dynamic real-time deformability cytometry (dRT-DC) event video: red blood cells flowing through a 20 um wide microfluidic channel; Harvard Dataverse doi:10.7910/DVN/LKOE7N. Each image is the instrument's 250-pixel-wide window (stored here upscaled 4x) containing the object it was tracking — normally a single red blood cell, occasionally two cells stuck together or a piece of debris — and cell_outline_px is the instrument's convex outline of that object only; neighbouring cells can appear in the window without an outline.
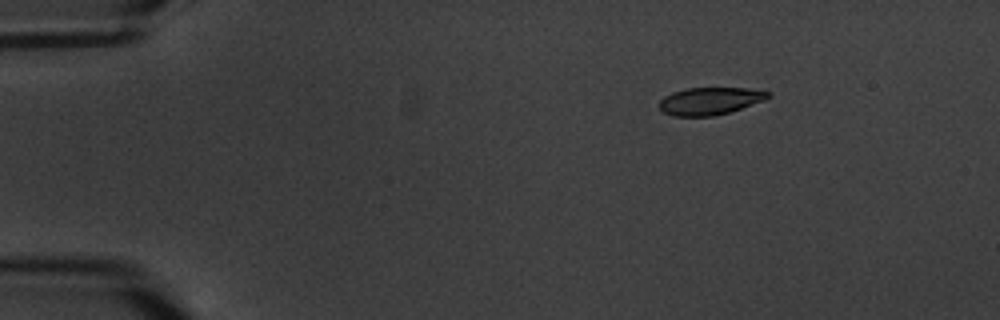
{"species": "common noctule bat (a hibernating species)", "species_latin": "Nyctalus noctula", "temperature_condition": "warm", "stored_images_in_passage": 7, "camera_frame_rate_fps": 3000, "um_per_image_px": 0.085, "animal": {"sex": "male", "body_mass_g": 20.1, "forearm_length_mm": 53.5}, "frame": {"image": 1, "passage_image": 3, "time_ms": 2.333, "image_size_px": [1000, 320], "cell_outline_px": [[772, 96], [764, 100], [728, 112], [712, 116], [672, 116], [664, 112], [660, 108], [660, 100], [664, 96], [672, 92], [688, 88], [748, 88], [772, 92]], "centroid_in_image_um": [60.35, 8.57], "position_along_channel_um": 24.6, "area_um2": 17.28}}
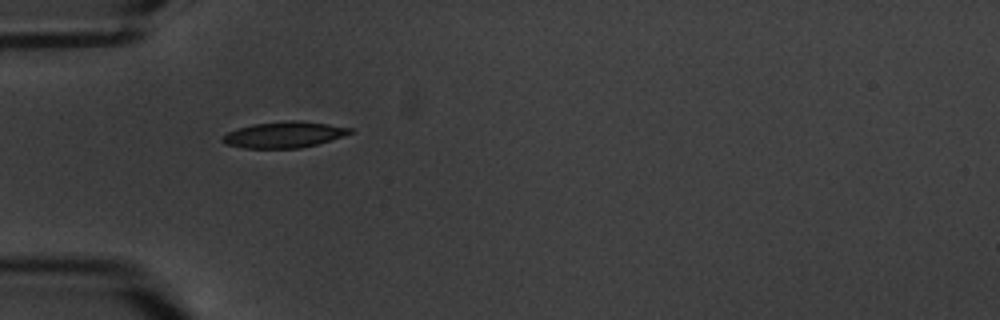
{"frame": {"image": 2, "passage_image": 6, "time_ms": 5.667, "image_size_px": [1000, 320], "cell_outline_px": [[356, 132], [344, 136], [316, 144], [300, 148], [244, 148], [224, 144], [220, 140], [228, 132], [252, 124], [288, 120], [300, 120], [356, 128]], "centroid_in_image_um": [24.21, 11.44], "position_along_channel_um": 60.8, "area_um2": 19.54}}